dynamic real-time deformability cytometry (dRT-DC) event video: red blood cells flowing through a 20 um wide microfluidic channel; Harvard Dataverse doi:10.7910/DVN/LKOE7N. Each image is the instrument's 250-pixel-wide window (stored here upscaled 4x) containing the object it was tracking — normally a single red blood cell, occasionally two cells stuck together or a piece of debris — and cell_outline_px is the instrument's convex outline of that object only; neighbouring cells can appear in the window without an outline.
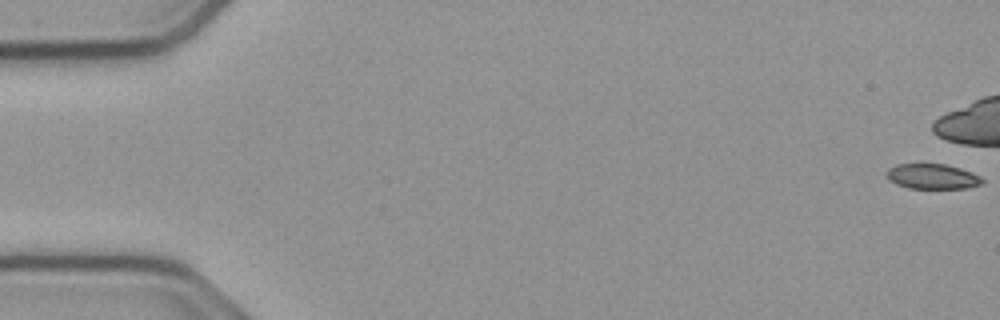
{"species": "common noctule bat (a hibernating species)", "species_latin": "Nyctalus noctula", "temperature_condition": "cold", "stored_images_in_passage": 9, "camera_frame_rate_fps": 3000, "um_per_image_px": 0.085, "animal": {"sex": "male", "body_mass_g": 23.1, "forearm_length_mm": 52.7}, "frame": {"image": 1, "passage_image": 1, "time_ms": 0.0, "image_size_px": [1000, 320], "cell_outline_px": [[984, 180], [980, 184], [968, 188], [908, 188], [896, 184], [888, 180], [888, 168], [896, 164], [944, 164], [960, 168], [972, 172], [980, 176]], "centroid_in_image_um": [79.25, 15.0], "position_along_channel_um": 5.7, "area_um2": 13.93}}